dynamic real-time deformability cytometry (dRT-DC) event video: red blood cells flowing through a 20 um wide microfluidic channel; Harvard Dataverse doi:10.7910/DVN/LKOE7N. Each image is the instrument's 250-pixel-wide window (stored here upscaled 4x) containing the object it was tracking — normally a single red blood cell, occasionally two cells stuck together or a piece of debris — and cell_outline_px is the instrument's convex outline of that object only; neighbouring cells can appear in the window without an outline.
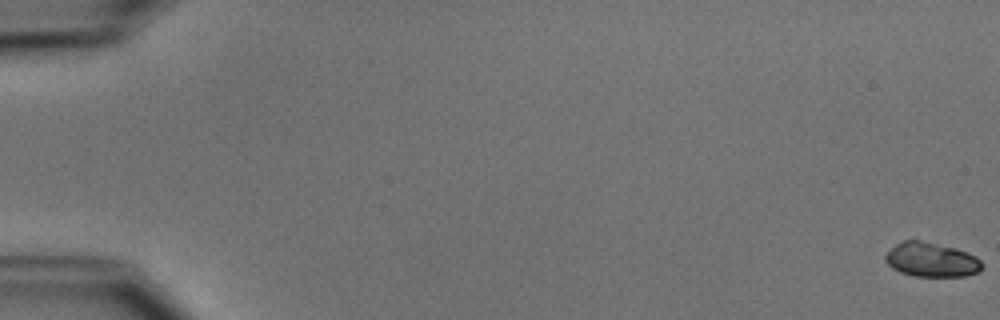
{"species": "common noctule bat (a hibernating species)", "species_latin": "Nyctalus noctula", "temperature_condition": "cold", "stored_images_in_passage": 53, "camera_frame_rate_fps": 3000, "um_per_image_px": 0.085, "animal": {"sex": "male", "body_mass_g": 15.6}, "frame": {"image": 1, "passage_image": 1, "time_ms": 0.0, "image_size_px": [1000, 320], "cell_outline_px": [[984, 268], [980, 272], [964, 276], [916, 276], [900, 272], [892, 268], [884, 260], [884, 256], [896, 244], [904, 240], [920, 240], [956, 248], [968, 252], [976, 256], [984, 264]], "centroid_in_image_um": [79.21, 22.08], "position_along_channel_um": 5.8, "area_um2": 19.48}}
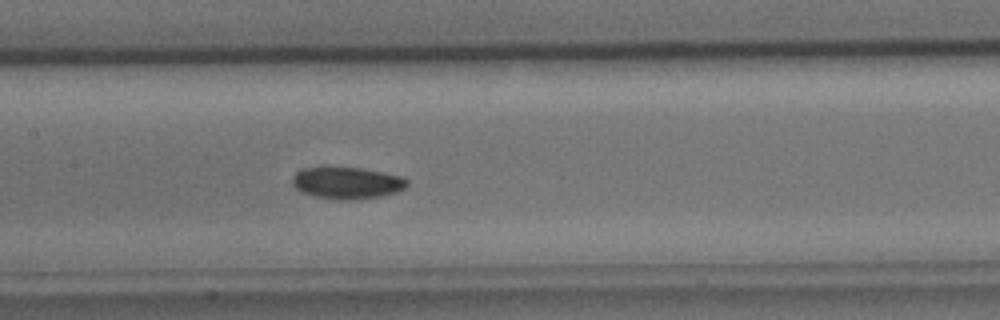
{"frame": {"image": 2, "passage_image": 27, "time_ms": 8.667, "image_size_px": [1000, 320], "cell_outline_px": [[408, 184], [404, 188], [396, 192], [380, 196], [352, 200], [340, 200], [312, 196], [300, 192], [292, 184], [292, 176], [300, 168], [320, 164], [328, 164], [360, 168], [384, 172], [400, 176], [408, 180]], "centroid_in_image_um": [29.39, 15.49], "position_along_channel_um": 178.0, "area_um2": 22.25}}
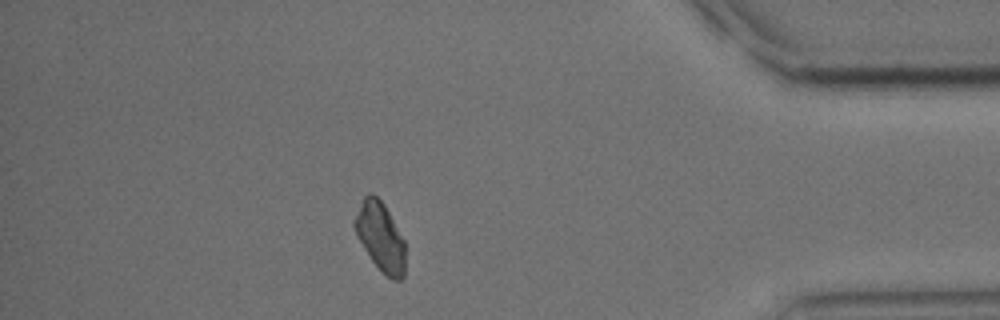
{"frame": {"image": 3, "passage_image": 47, "time_ms": 15.333, "image_size_px": [1000, 320], "cell_outline_px": [[404, 276], [400, 280], [392, 280], [372, 260], [364, 248], [352, 224], [352, 220], [364, 196], [368, 192], [376, 196], [384, 204], [404, 240]], "centroid_in_image_um": [32.32, 20.09], "position_along_channel_um": 402.9, "area_um2": 19.88}, "authors_computed_cell_mechanics": {"area_um2": 20.8658, "velocity_mm_per_s": 3.9087, "shape_relaxation_time_tau1_ms": 4.6562, "shape_relaxation_time_tau2_ms": null, "deformation_change_tau1": 0.0919, "deformation_change_tau2": null}}